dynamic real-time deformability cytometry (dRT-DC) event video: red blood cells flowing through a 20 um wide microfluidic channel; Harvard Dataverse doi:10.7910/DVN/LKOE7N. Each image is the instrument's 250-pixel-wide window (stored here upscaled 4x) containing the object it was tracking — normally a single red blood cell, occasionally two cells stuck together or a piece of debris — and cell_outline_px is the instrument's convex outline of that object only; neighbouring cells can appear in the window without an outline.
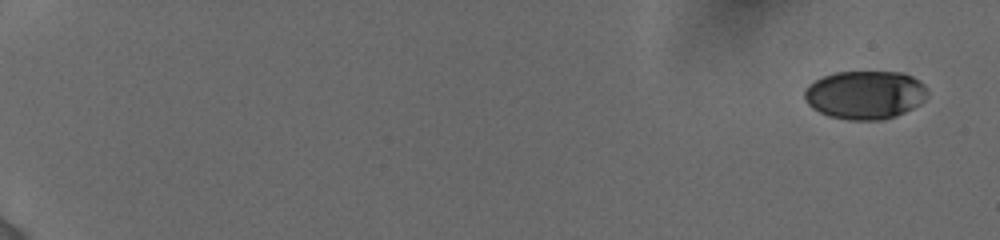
{"species": "human", "species_latin": "Homo sapiens", "temperature_condition": "cold", "stored_images_in_passage": 10, "camera_frame_rate_fps": 3000, "um_per_image_px": 0.085, "donor": {"sex": "female"}, "frame": {"image": 1, "passage_image": 1, "time_ms": 0.0, "image_size_px": [1000, 240], "cell_outline_px": [[928, 92], [924, 100], [920, 104], [896, 116], [884, 120], [848, 120], [828, 116], [812, 108], [804, 100], [804, 88], [808, 84], [824, 76], [836, 72], [904, 72], [920, 80], [928, 88]], "centroid_in_image_um": [73.54, 8.06], "position_along_channel_um": 11.5, "area_um2": 35.08}}
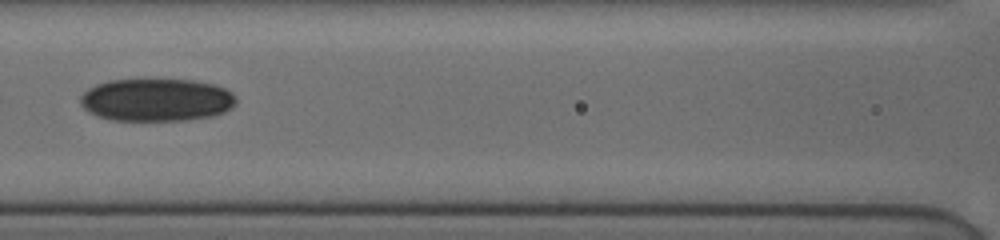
{"frame": {"image": 2, "passage_image": 9, "time_ms": 9.0, "image_size_px": [1000, 240], "cell_outline_px": [[236, 104], [224, 112], [212, 116], [184, 120], [112, 120], [96, 116], [84, 108], [80, 104], [80, 96], [88, 88], [96, 84], [108, 80], [196, 80], [212, 84], [224, 88], [232, 92], [236, 96]], "centroid_in_image_um": [13.29, 8.49], "position_along_channel_um": 153.3, "area_um2": 38.84}}
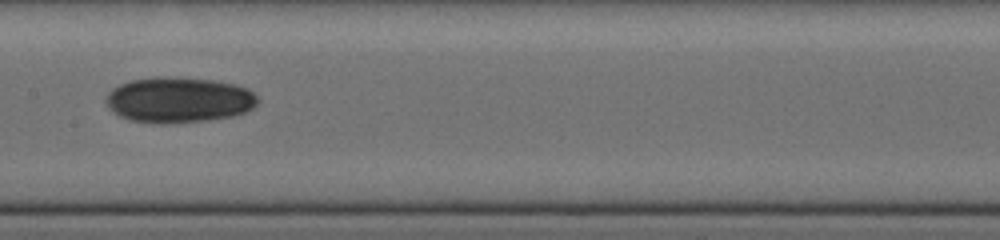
{"frame": {"image": 3, "passage_image": 10, "time_ms": 10.0, "image_size_px": [1000, 240], "cell_outline_px": [[260, 100], [252, 108], [244, 112], [232, 116], [208, 120], [132, 120], [120, 116], [108, 108], [104, 100], [108, 92], [112, 88], [120, 84], [132, 80], [156, 76], [176, 76], [216, 80], [236, 84], [248, 88]], "centroid_in_image_um": [15.21, 8.42], "position_along_channel_um": 192.2, "area_um2": 39.59}}